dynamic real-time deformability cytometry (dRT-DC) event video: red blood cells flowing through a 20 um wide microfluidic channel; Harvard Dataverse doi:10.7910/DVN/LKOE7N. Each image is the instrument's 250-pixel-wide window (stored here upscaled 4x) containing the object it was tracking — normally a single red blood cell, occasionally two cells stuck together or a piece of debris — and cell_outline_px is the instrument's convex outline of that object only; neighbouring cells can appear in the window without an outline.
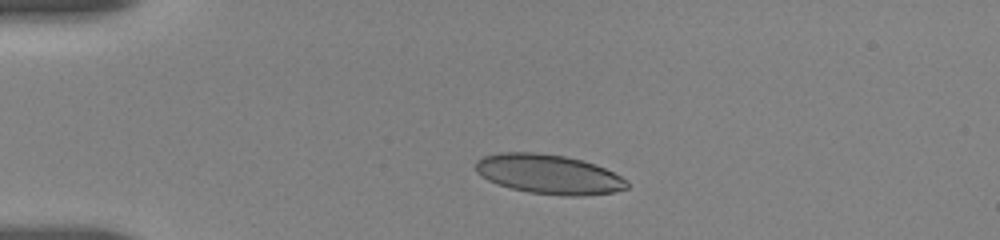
{"species": "human", "species_latin": "Homo sapiens", "temperature_condition": "room temperature", "stored_images_in_passage": 57, "camera_frame_rate_fps": 3000, "um_per_image_px": 0.085, "donor": {"sex": "female"}, "frame": {"image": 1, "passage_image": 7, "time_ms": 2.667, "image_size_px": [1000, 240], "cell_outline_px": [[628, 188], [612, 192], [580, 196], [564, 196], [528, 192], [512, 188], [488, 180], [480, 176], [476, 172], [476, 160], [484, 156], [500, 152], [536, 152], [564, 156], [596, 164], [628, 180]], "centroid_in_image_um": [46.63, 14.8], "position_along_channel_um": 38.4, "area_um2": 34.74}}
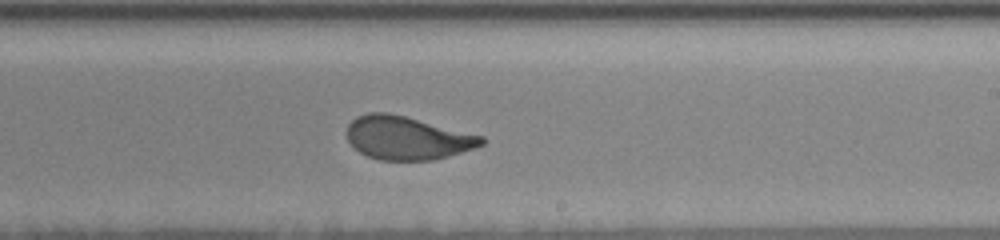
{"frame": {"image": 2, "passage_image": 36, "time_ms": 9.667, "image_size_px": [1000, 240], "cell_outline_px": [[484, 144], [460, 152], [432, 160], [380, 160], [368, 156], [360, 152], [348, 140], [348, 124], [356, 116], [368, 112], [388, 112], [484, 136]], "centroid_in_image_um": [34.59, 11.71], "position_along_channel_um": 254.4, "area_um2": 33.58}}
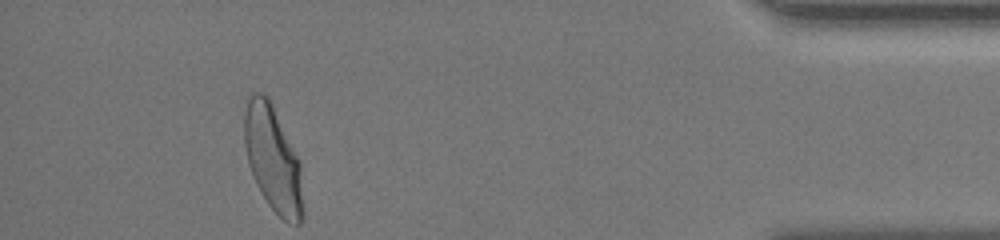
{"frame": {"image": 3, "passage_image": 57, "time_ms": 15.333, "image_size_px": [1000, 240], "cell_outline_px": [[304, 216], [300, 224], [288, 224], [268, 204], [256, 184], [252, 176], [248, 164], [244, 144], [244, 100], [248, 92], [260, 92], [268, 96], [300, 160]], "centroid_in_image_um": [23.18, 13.47], "position_along_channel_um": 412.0, "area_um2": 36.88}, "authors_computed_cell_mechanics": {"area_um2": 34.969, "velocity_mm_per_s": 3.6757, "shape_relaxation_time_tau1_ms": 7.3051, "shape_relaxation_time_tau2_ms": null, "deformation_change_tau1": 0.2011, "deformation_change_tau2": null}}